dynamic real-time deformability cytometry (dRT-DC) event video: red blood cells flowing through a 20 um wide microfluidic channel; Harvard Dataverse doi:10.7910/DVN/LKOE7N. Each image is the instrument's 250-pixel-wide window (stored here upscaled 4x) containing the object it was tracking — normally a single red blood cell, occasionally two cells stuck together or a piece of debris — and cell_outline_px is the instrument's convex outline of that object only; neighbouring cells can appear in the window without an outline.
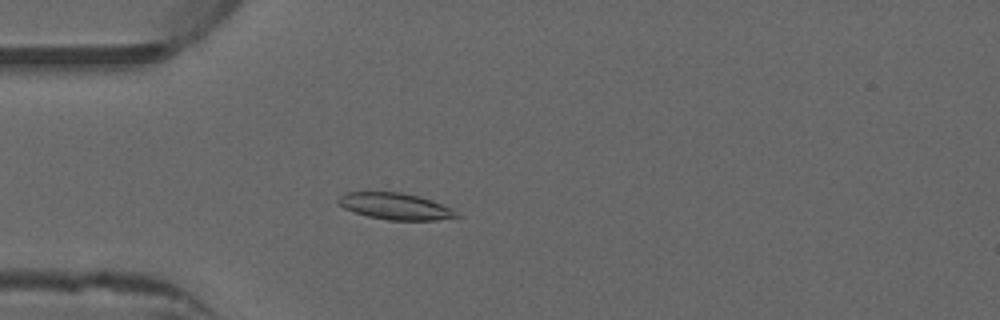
{"species": "common noctule bat (a hibernating species)", "species_latin": "Nyctalus noctula", "temperature_condition": "warm", "stored_images_in_passage": 52, "camera_frame_rate_fps": 3000, "um_per_image_px": 0.085, "animal": {"sex": "male", "forearm_length_mm": 52.5}, "frame": {"image": 1, "passage_image": 15, "time_ms": 4.667, "image_size_px": [1000, 320], "cell_outline_px": [[460, 216], [436, 220], [388, 220], [368, 216], [344, 208], [336, 200], [344, 192], [400, 192], [420, 196], [432, 200], [452, 208]], "centroid_in_image_um": [33.6, 17.52], "position_along_channel_um": 51.4, "area_um2": 18.21}}
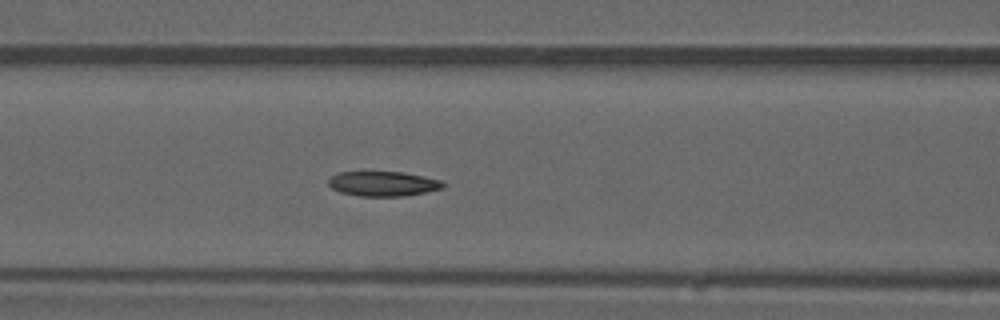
{"frame": {"image": 2, "passage_image": 22, "time_ms": 7.0, "image_size_px": [1000, 320], "cell_outline_px": [[444, 188], [404, 196], [360, 196], [340, 192], [332, 188], [328, 184], [328, 180], [336, 172], [404, 172], [424, 176], [440, 180], [444, 184]], "centroid_in_image_um": [32.54, 15.61], "position_along_channel_um": 134.1, "area_um2": 16.53}}
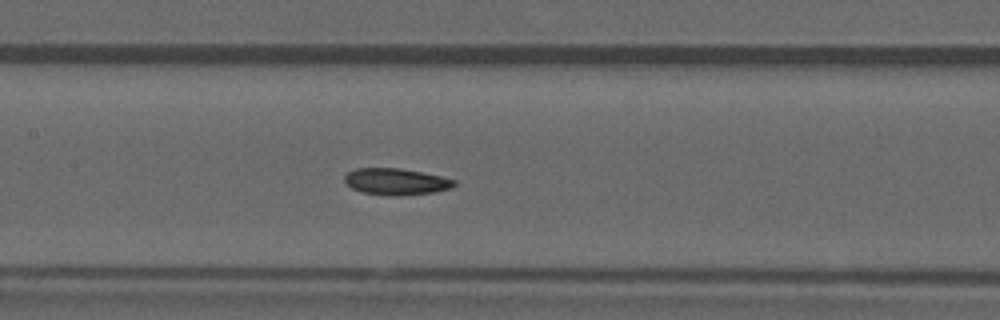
{"frame": {"image": 3, "passage_image": 25, "time_ms": 8.0, "image_size_px": [1000, 320], "cell_outline_px": [[456, 184], [452, 188], [432, 192], [400, 196], [388, 196], [360, 192], [352, 188], [344, 180], [344, 176], [348, 172], [356, 168], [400, 168], [440, 176], [456, 180]], "centroid_in_image_um": [33.65, 15.44], "position_along_channel_um": 173.8, "area_um2": 16.99}, "authors_computed_cell_mechanics": {"area_um2": 17.1955, "velocity_mm_per_s": 3.9705, "shape_relaxation_time_tau1_ms": 9.4949, "shape_relaxation_time_tau2_ms": 2.5354, "deformation_change_tau1": 0.193, "deformation_change_tau2": 0.0757}}